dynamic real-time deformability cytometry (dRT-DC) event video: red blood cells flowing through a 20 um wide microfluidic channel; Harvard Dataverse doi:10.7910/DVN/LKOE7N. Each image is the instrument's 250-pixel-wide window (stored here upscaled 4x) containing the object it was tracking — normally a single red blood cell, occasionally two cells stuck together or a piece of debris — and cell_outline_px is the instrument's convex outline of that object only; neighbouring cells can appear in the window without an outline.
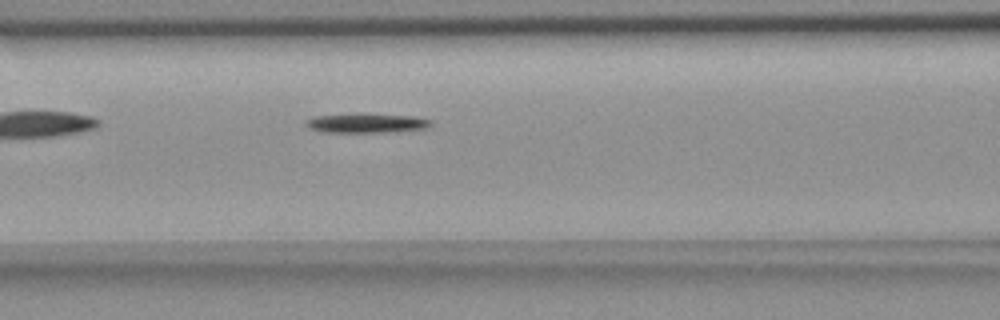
{"species": "common noctule bat (a hibernating species)", "species_latin": "Nyctalus noctula", "temperature_condition": "room temperature", "stored_images_in_passage": 39, "camera_frame_rate_fps": 3000, "um_per_image_px": 0.085, "animal": {"sex": "female", "body_mass_g": 18.4}, "frame": {"image": 1, "passage_image": 6, "time_ms": 1.667, "image_size_px": [1000, 320], "cell_outline_px": [[432, 124], [428, 128], [388, 132], [320, 132], [308, 128], [304, 124], [304, 120], [312, 116], [416, 116], [432, 120]], "centroid_in_image_um": [31.13, 10.51], "position_along_channel_um": 135.5, "area_um2": 13.35}}
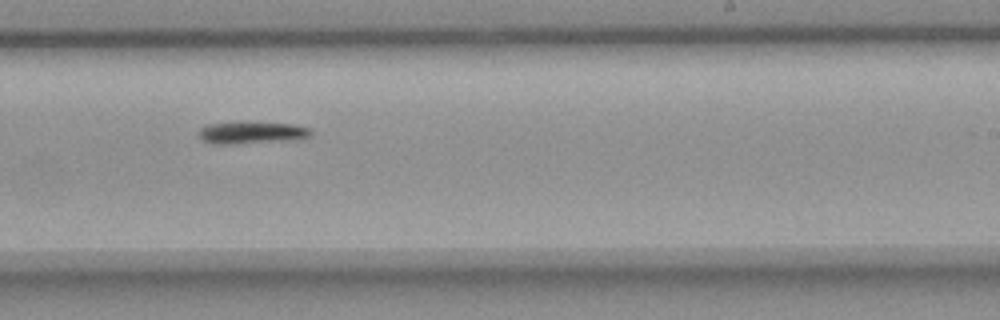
{"frame": {"image": 2, "passage_image": 17, "time_ms": 5.333, "image_size_px": [1000, 320], "cell_outline_px": [[312, 136], [300, 140], [228, 144], [212, 144], [204, 140], [200, 136], [200, 128], [208, 124], [292, 124], [312, 128]], "centroid_in_image_um": [21.51, 11.32], "position_along_channel_um": 267.5, "area_um2": 13.93}}
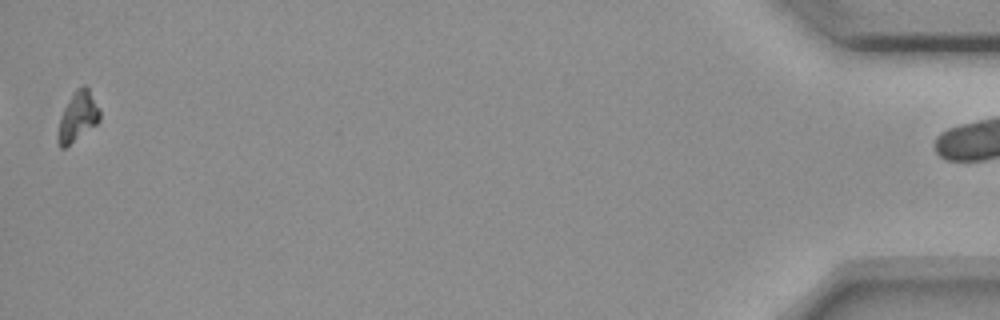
{"frame": {"image": 3, "passage_image": 38, "time_ms": 12.333, "image_size_px": [1000, 320], "cell_outline_px": [[100, 120], [96, 124], [64, 148], [60, 148], [56, 140], [56, 136], [60, 116], [64, 108], [76, 88], [84, 84], [88, 88], [100, 108]], "centroid_in_image_um": [6.59, 9.9], "position_along_channel_um": 428.6, "area_um2": 12.08}}